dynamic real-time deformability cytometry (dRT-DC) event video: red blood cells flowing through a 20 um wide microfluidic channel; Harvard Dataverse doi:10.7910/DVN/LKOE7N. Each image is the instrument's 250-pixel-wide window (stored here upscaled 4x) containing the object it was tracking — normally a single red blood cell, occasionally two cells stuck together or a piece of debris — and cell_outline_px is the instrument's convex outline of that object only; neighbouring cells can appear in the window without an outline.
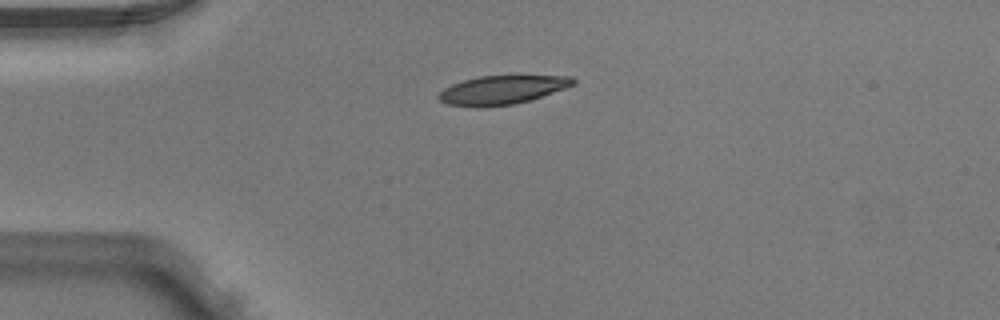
{"species": "Egyptian fruit bat (a non-hibernating species)", "species_latin": "Rousettus aegyptiacus", "temperature_condition": "warm", "stored_images_in_passage": 4, "camera_frame_rate_fps": 3000, "um_per_image_px": 0.085, "animal": {"sex": "male"}, "frame": {"image": 1, "passage_image": 4, "time_ms": 1.0, "image_size_px": [1000, 320], "cell_outline_px": [[576, 84], [528, 100], [512, 104], [484, 108], [472, 108], [448, 104], [440, 100], [436, 96], [444, 88], [452, 84], [464, 80], [480, 76], [572, 76], [576, 80]], "centroid_in_image_um": [42.62, 7.65], "position_along_channel_um": 42.4, "area_um2": 22.43}}